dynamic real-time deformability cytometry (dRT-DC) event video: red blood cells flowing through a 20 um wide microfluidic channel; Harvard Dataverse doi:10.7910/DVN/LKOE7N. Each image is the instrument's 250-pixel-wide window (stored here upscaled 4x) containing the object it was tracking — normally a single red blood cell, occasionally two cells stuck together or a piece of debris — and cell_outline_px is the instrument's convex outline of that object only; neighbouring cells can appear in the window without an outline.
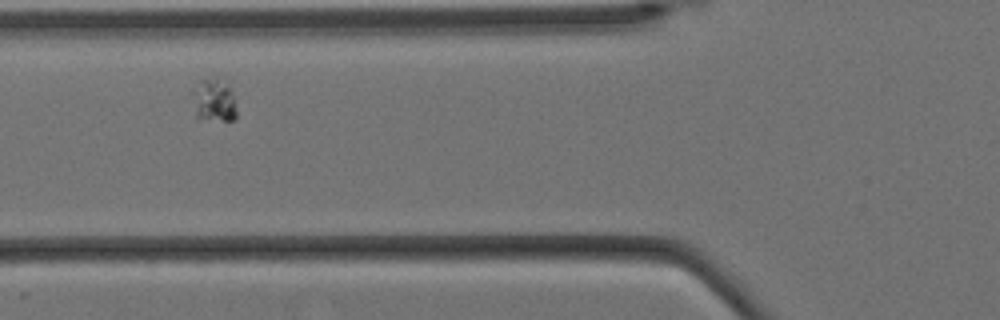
{"species": "Egyptian fruit bat (a non-hibernating species)", "species_latin": "Rousettus aegyptiacus", "temperature_condition": "cold", "stored_images_in_passage": 5, "segment_of_instrument_passage": [2, 2], "camera_frame_rate_fps": 3000, "um_per_image_px": 0.085, "animal": {"sex": "female"}, "frame": {"image": 1, "passage_image": 3, "time_ms": 0.667, "image_size_px": [1000, 320], "cell_outline_px": [[236, 120], [196, 120], [192, 92], [200, 80], [216, 76], [220, 76], [228, 88], [232, 96], [236, 108]], "centroid_in_image_um": [18.15, 8.54], "position_along_channel_um": 107.7, "area_um2": 11.21}}
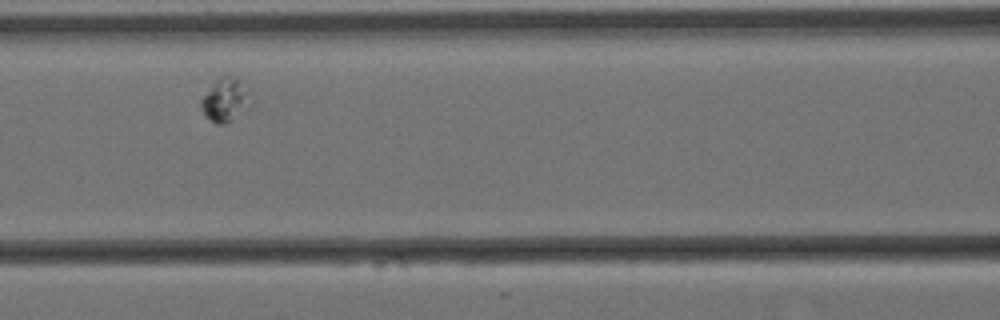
{"frame": {"image": 2, "passage_image": 4, "time_ms": 1.0, "image_size_px": [1000, 320], "cell_outline_px": [[248, 92], [228, 120], [224, 124], [216, 124], [204, 116], [200, 104], [200, 100], [212, 84], [220, 76], [232, 76], [240, 80], [248, 88]], "centroid_in_image_um": [18.95, 8.41], "position_along_channel_um": 147.6, "area_um2": 11.04}}
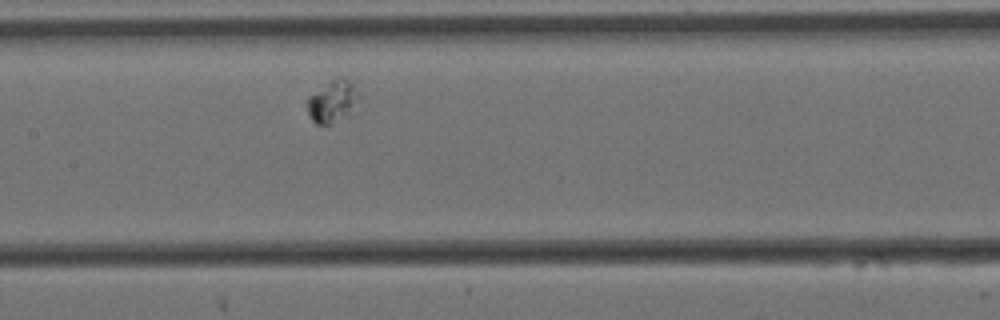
{"frame": {"image": 3, "passage_image": 5, "time_ms": 1.333, "image_size_px": [1000, 320], "cell_outline_px": [[360, 96], [332, 124], [316, 124], [308, 116], [308, 96], [332, 80], [348, 80], [352, 84]], "centroid_in_image_um": [28.16, 8.62], "position_along_channel_um": 179.2, "area_um2": 11.44}}